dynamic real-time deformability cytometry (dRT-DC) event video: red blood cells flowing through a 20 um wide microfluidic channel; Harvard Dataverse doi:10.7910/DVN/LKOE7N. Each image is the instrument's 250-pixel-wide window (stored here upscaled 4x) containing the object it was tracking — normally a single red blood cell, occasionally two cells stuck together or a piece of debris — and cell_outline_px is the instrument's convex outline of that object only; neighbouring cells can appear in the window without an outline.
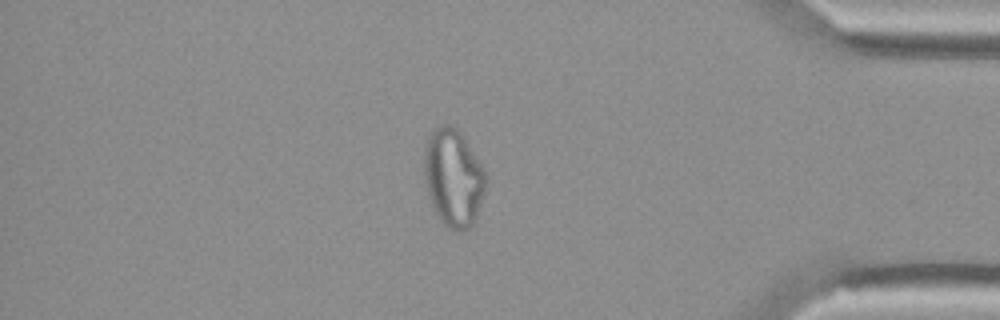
{"species": "Egyptian fruit bat (a non-hibernating species)", "species_latin": "Rousettus aegyptiacus", "temperature_condition": "cold", "stored_images_in_passage": 55, "camera_frame_rate_fps": 3000, "um_per_image_px": 0.085, "animal": {"sex": "female"}, "frame": {"image": 1, "passage_image": 47, "time_ms": 15.333, "image_size_px": [1000, 320], "cell_outline_px": [[484, 192], [476, 220], [464, 232], [456, 232], [448, 228], [440, 220], [428, 196], [424, 172], [424, 156], [428, 136], [440, 124], [452, 124], [460, 132], [484, 168]], "centroid_in_image_um": [38.53, 15.13], "position_along_channel_um": 396.7, "area_um2": 34.85}}